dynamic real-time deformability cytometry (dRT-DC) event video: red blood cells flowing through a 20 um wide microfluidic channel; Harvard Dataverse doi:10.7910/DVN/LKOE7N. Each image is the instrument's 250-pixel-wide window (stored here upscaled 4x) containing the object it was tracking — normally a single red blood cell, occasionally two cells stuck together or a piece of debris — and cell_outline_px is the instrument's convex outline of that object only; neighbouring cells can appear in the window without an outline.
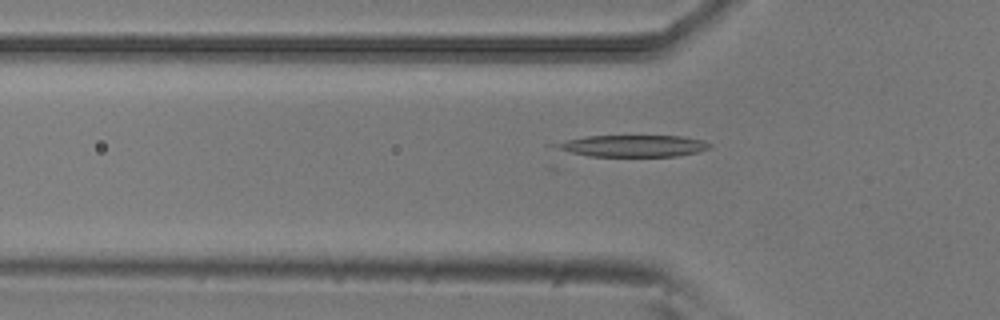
{"species": "common noctule bat (a hibernating species)", "species_latin": "Nyctalus noctula", "temperature_condition": "room temperature", "stored_images_in_passage": 43, "camera_frame_rate_fps": 3000, "um_per_image_px": 0.085, "animal": {"sex": "male", "body_mass_g": 20.5, "forearm_length_mm": 52.5}, "frame": {"image": 1, "passage_image": 7, "time_ms": 2.0, "image_size_px": [1000, 320], "cell_outline_px": [[712, 148], [696, 152], [676, 156], [588, 156], [572, 152], [544, 144], [584, 136], [684, 136], [704, 140], [712, 144]], "centroid_in_image_um": [53.78, 12.39], "position_along_channel_um": 72.0, "area_um2": 19.65}}
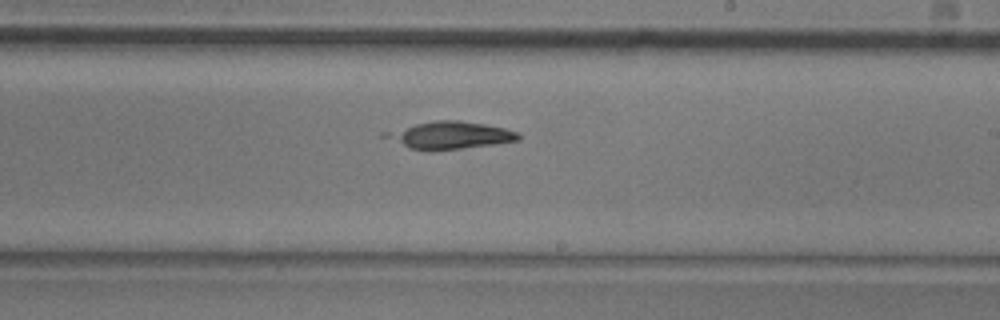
{"frame": {"image": 2, "passage_image": 21, "time_ms": 6.667, "image_size_px": [1000, 320], "cell_outline_px": [[520, 140], [492, 144], [460, 148], [408, 148], [380, 136], [380, 132], [416, 124], [436, 120], [460, 120], [484, 124], [504, 128], [520, 132]], "centroid_in_image_um": [38.21, 11.46], "position_along_channel_um": 250.8, "area_um2": 20.69}}
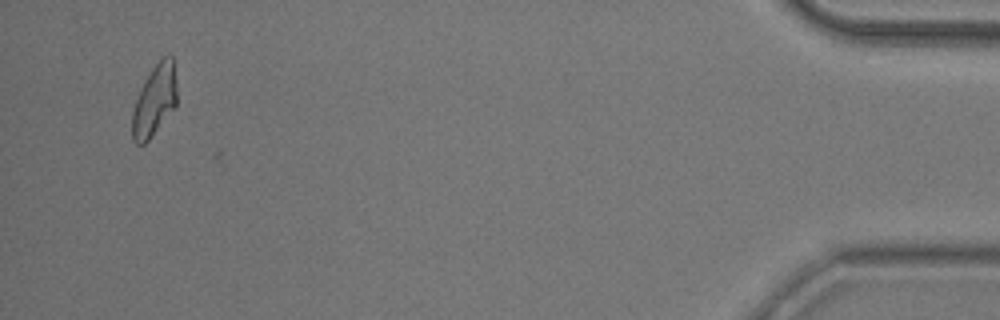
{"frame": {"image": 3, "passage_image": 41, "time_ms": 13.333, "image_size_px": [1000, 320], "cell_outline_px": [[176, 104], [148, 140], [144, 144], [136, 144], [132, 140], [132, 112], [140, 88], [144, 80], [152, 68], [164, 56], [172, 56], [176, 80]], "centroid_in_image_um": [13.11, 8.53], "position_along_channel_um": 422.1, "area_um2": 18.15}}